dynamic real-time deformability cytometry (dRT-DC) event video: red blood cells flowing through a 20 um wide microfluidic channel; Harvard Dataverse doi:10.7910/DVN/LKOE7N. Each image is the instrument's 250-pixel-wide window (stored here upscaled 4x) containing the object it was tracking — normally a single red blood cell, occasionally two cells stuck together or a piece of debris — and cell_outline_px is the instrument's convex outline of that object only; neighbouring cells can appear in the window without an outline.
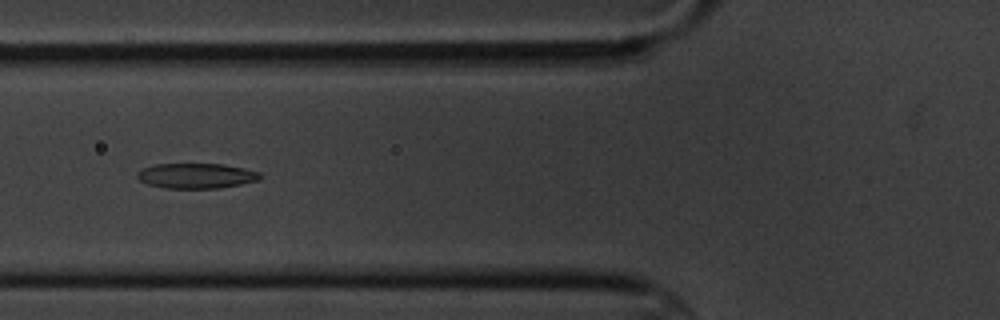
{"species": "common noctule bat (a hibernating species)", "species_latin": "Nyctalus noctula", "temperature_condition": "cold", "stored_images_in_passage": 12, "camera_frame_rate_fps": 3000, "um_per_image_px": 0.085, "animal": {"sex": "male", "body_mass_g": 20.1, "forearm_length_mm": 53.5}, "frame": {"image": 1, "passage_image": 2, "time_ms": 1.0, "image_size_px": [1000, 320], "cell_outline_px": [[264, 176], [260, 180], [240, 184], [216, 188], [164, 188], [148, 184], [140, 180], [136, 176], [136, 172], [140, 168], [156, 164], [224, 164], [244, 168], [260, 172]], "centroid_in_image_um": [16.69, 14.93], "position_along_channel_um": 109.1, "area_um2": 18.15}}
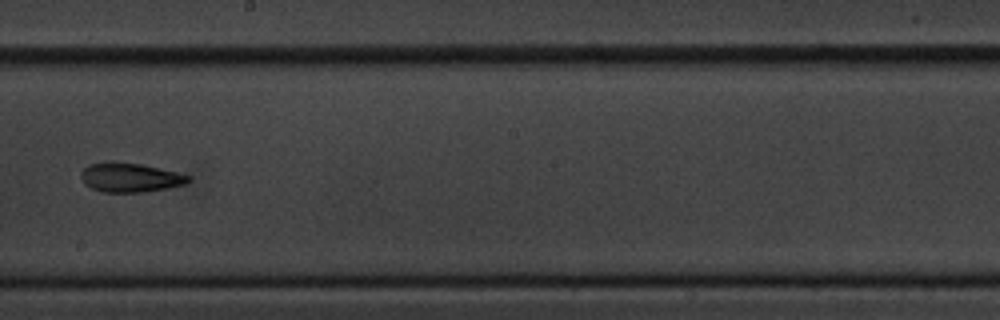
{"frame": {"image": 2, "passage_image": 5, "time_ms": 4.667, "image_size_px": [1000, 320], "cell_outline_px": [[192, 180], [184, 184], [168, 188], [144, 192], [104, 192], [92, 188], [84, 184], [80, 176], [80, 172], [88, 164], [108, 160], [140, 164], [160, 168], [192, 176]], "centroid_in_image_um": [11.04, 15.07], "position_along_channel_um": 237.2, "area_um2": 18.55}}
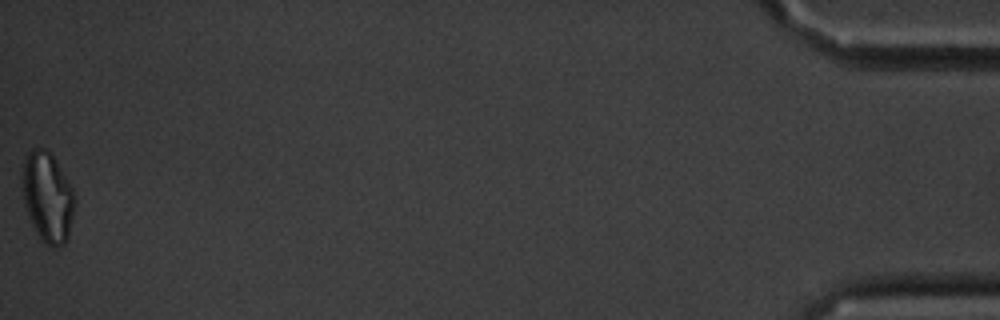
{"frame": {"image": 3, "passage_image": 12, "time_ms": 13.0, "image_size_px": [1000, 320], "cell_outline_px": [[76, 204], [68, 236], [64, 244], [56, 248], [52, 248], [44, 244], [40, 240], [28, 216], [24, 204], [24, 156], [32, 148], [44, 148], [52, 156], [72, 188], [76, 200]], "centroid_in_image_um": [4.06, 16.82], "position_along_channel_um": 431.1, "area_um2": 27.22}}